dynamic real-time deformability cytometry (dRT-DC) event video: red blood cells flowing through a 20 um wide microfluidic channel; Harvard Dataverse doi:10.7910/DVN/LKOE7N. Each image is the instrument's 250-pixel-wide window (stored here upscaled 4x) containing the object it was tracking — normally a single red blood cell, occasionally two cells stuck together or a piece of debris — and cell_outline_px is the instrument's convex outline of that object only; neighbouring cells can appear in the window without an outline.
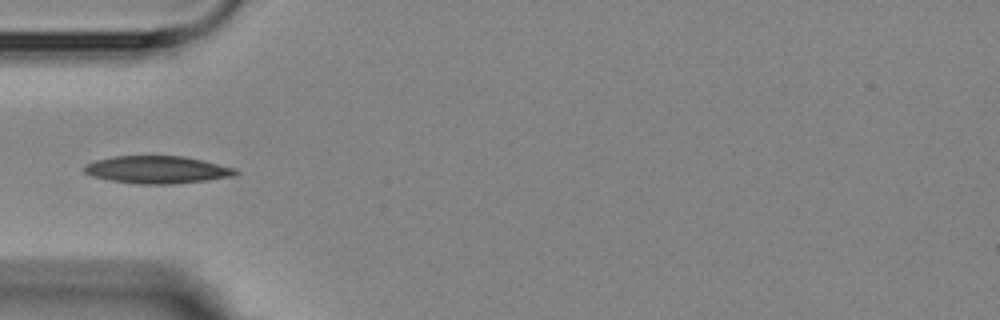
{"species": "Egyptian fruit bat (a non-hibernating species)", "species_latin": "Rousettus aegyptiacus", "temperature_condition": "room temperature", "stored_images_in_passage": 5, "camera_frame_rate_fps": 3000, "um_per_image_px": 0.085, "animal": {"sex": "female"}, "frame": {"image": 1, "passage_image": 5, "time_ms": 4.667, "image_size_px": [1000, 320], "cell_outline_px": [[240, 172], [236, 176], [208, 180], [172, 184], [140, 184], [112, 180], [92, 176], [84, 172], [84, 164], [96, 160], [112, 156], [184, 156], [204, 160], [236, 168]], "centroid_in_image_um": [13.41, 14.42], "position_along_channel_um": 71.6, "area_um2": 24.39}}